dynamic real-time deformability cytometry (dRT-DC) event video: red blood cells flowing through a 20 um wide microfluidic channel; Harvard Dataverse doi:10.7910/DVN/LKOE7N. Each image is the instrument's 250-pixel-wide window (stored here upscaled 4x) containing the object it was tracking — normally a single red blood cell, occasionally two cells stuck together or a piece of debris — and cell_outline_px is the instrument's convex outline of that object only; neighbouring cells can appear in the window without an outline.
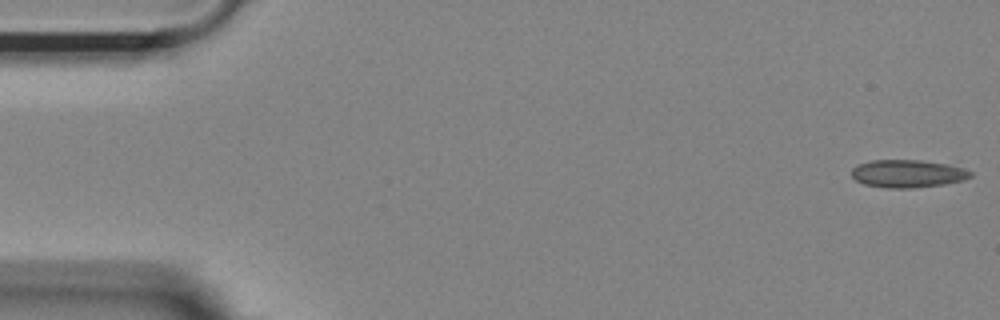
{"species": "Egyptian fruit bat (a non-hibernating species)", "species_latin": "Rousettus aegyptiacus", "temperature_condition": "room temperature", "stored_images_in_passage": 9, "camera_frame_rate_fps": 3000, "um_per_image_px": 0.085, "animal": {"sex": "female"}, "frame": {"image": 1, "passage_image": 1, "time_ms": 0.0, "image_size_px": [1000, 320], "cell_outline_px": [[972, 176], [964, 180], [944, 184], [912, 188], [888, 188], [864, 184], [856, 180], [852, 176], [852, 168], [856, 164], [872, 160], [920, 160], [948, 164], [964, 168], [972, 172]], "centroid_in_image_um": [77.15, 14.75], "position_along_channel_um": 7.8, "area_um2": 19.31}}